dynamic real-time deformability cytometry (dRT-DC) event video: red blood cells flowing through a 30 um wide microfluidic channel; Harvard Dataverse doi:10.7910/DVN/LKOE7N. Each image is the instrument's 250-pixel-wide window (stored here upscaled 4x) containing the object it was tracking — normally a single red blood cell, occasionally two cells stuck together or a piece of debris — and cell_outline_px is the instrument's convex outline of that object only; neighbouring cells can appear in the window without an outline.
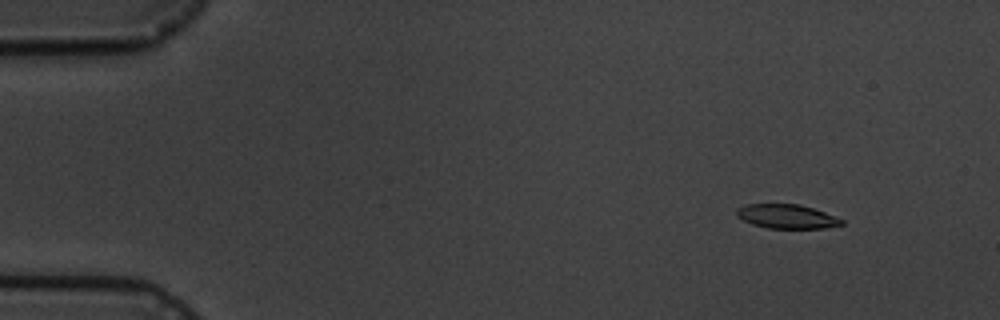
{"species": "common noctule bat (a hibernating species)", "species_latin": "Nyctalus noctula", "temperature_condition": "cold", "stored_images_in_passage": 5, "camera_frame_rate_fps": 3000, "um_per_image_px": 0.085, "animal": {"sex": "male", "body_mass_g": 19.5, "forearm_length_mm": 54.6}, "frame": {"image": 1, "passage_image": 2, "time_ms": 1.333, "image_size_px": [1000, 320], "cell_outline_px": [[844, 224], [824, 228], [768, 228], [752, 224], [736, 216], [736, 208], [744, 204], [800, 204], [836, 216], [844, 220]], "centroid_in_image_um": [66.86, 18.39], "position_along_channel_um": 18.1, "area_um2": 14.8}}
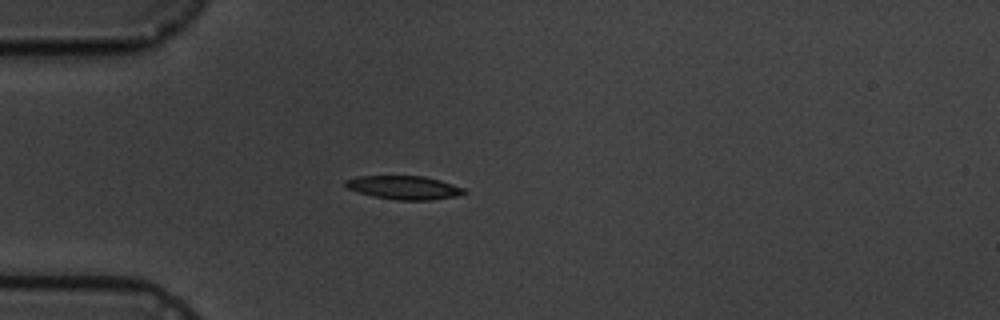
{"frame": {"image": 2, "passage_image": 5, "time_ms": 4.667, "image_size_px": [1000, 320], "cell_outline_px": [[468, 192], [456, 196], [428, 200], [396, 200], [372, 196], [348, 188], [344, 184], [344, 180], [356, 176], [424, 176], [440, 180], [464, 188]], "centroid_in_image_um": [34.33, 15.94], "position_along_channel_um": 50.7, "area_um2": 16.24}}